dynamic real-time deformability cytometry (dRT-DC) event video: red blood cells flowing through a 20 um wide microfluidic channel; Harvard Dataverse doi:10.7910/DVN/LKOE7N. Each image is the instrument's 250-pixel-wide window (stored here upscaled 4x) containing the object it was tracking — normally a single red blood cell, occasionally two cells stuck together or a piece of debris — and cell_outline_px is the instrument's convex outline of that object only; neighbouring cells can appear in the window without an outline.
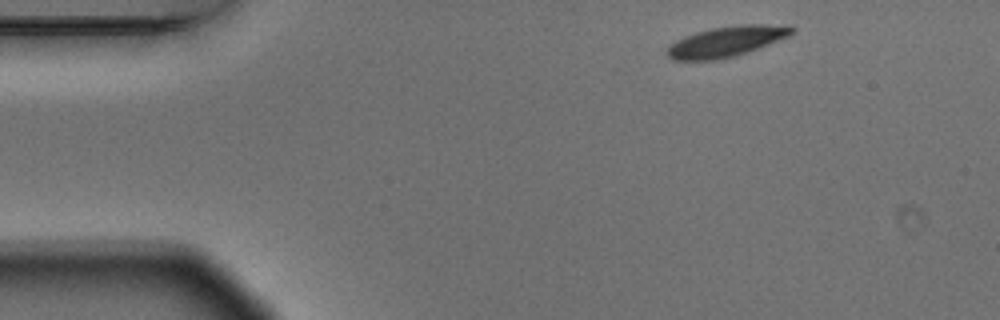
{"species": "Egyptian fruit bat (a non-hibernating species)", "species_latin": "Rousettus aegyptiacus", "temperature_condition": "warm", "stored_images_in_passage": 3, "camera_frame_rate_fps": 3000, "um_per_image_px": 0.085, "animal": {"sex": "male"}, "frame": {"image": 1, "passage_image": 1, "time_ms": 0.0, "image_size_px": [1000, 320], "cell_outline_px": [[796, 32], [788, 36], [768, 44], [732, 56], [716, 60], [672, 60], [664, 52], [676, 40], [684, 36], [696, 32], [712, 28], [740, 24], [792, 24], [796, 28]], "centroid_in_image_um": [61.78, 3.5], "position_along_channel_um": 23.2, "area_um2": 22.14}}
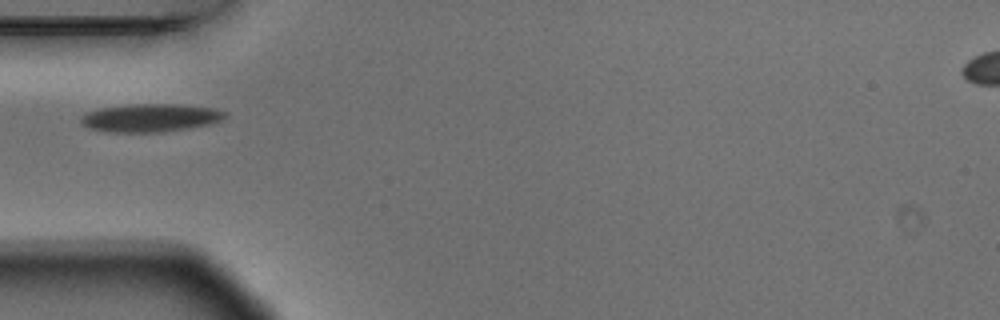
{"frame": {"image": 2, "passage_image": 3, "time_ms": 0.667, "image_size_px": [1000, 320], "cell_outline_px": [[228, 112], [220, 120], [212, 124], [164, 132], [108, 132], [88, 128], [80, 124], [80, 116], [84, 112], [100, 108], [128, 104], [180, 104], [216, 108]], "centroid_in_image_um": [12.75, 10.01], "position_along_channel_um": 72.3, "area_um2": 23.99}}